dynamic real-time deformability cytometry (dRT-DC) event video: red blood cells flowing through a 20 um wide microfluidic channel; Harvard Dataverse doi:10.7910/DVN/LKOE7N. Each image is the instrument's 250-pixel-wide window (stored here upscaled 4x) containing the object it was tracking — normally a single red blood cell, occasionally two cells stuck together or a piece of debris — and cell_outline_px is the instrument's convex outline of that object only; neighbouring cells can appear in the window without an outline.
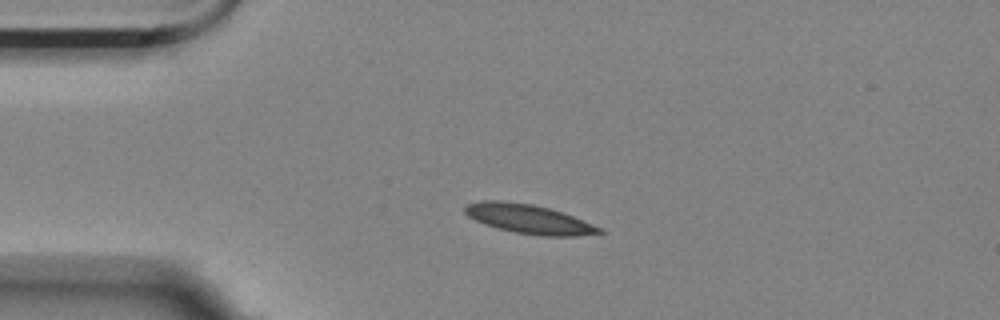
{"species": "Egyptian fruit bat (a non-hibernating species)", "species_latin": "Rousettus aegyptiacus", "temperature_condition": "room temperature", "stored_images_in_passage": 12, "camera_frame_rate_fps": 3000, "um_per_image_px": 0.085, "animal": {"sex": "female"}, "frame": {"image": 1, "passage_image": 1, "time_ms": 0.0, "image_size_px": [1000, 320], "cell_outline_px": [[604, 232], [576, 236], [540, 236], [516, 232], [496, 228], [484, 224], [468, 216], [464, 212], [464, 204], [480, 200], [504, 200], [532, 204], [548, 208], [572, 216], [600, 228]], "centroid_in_image_um": [44.85, 18.6], "position_along_channel_um": 40.1, "area_um2": 22.72}}
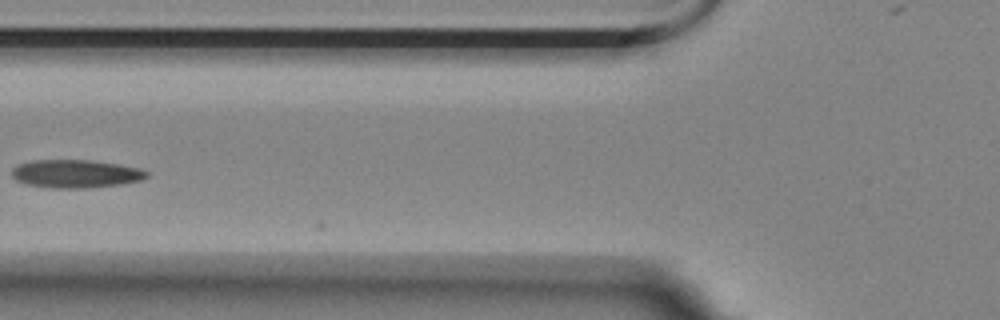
{"frame": {"image": 2, "passage_image": 10, "time_ms": 3.0, "image_size_px": [1000, 320], "cell_outline_px": [[148, 176], [140, 180], [120, 184], [88, 188], [52, 188], [28, 184], [16, 180], [12, 176], [12, 168], [16, 164], [32, 160], [92, 160], [140, 168], [148, 172]], "centroid_in_image_um": [6.4, 14.76], "position_along_channel_um": 119.4, "area_um2": 22.08}}